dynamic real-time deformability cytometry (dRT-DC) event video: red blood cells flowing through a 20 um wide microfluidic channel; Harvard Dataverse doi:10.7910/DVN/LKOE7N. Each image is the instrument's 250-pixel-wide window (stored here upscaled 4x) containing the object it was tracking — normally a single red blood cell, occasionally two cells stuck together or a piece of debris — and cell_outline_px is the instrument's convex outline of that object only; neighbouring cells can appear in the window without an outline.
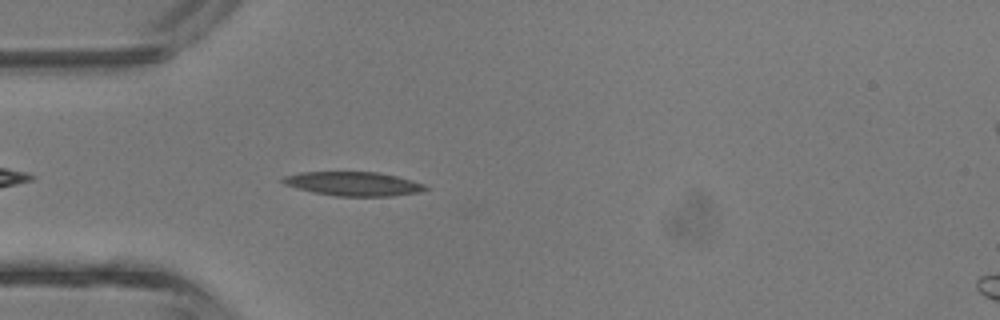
{"species": "common noctule bat (a hibernating species)", "species_latin": "Nyctalus noctula", "temperature_condition": "room temperature", "stored_images_in_passage": 9, "camera_frame_rate_fps": 3000, "um_per_image_px": 0.085, "animal": {"sex": "male", "body_mass_g": 13.3}, "frame": {"image": 1, "passage_image": 3, "time_ms": 0.667, "image_size_px": [1000, 320], "cell_outline_px": [[428, 188], [420, 192], [392, 196], [336, 196], [312, 192], [284, 184], [280, 180], [284, 176], [300, 172], [380, 172], [412, 180], [424, 184]], "centroid_in_image_um": [30.03, 15.62], "position_along_channel_um": 55.0, "area_um2": 19.94}}
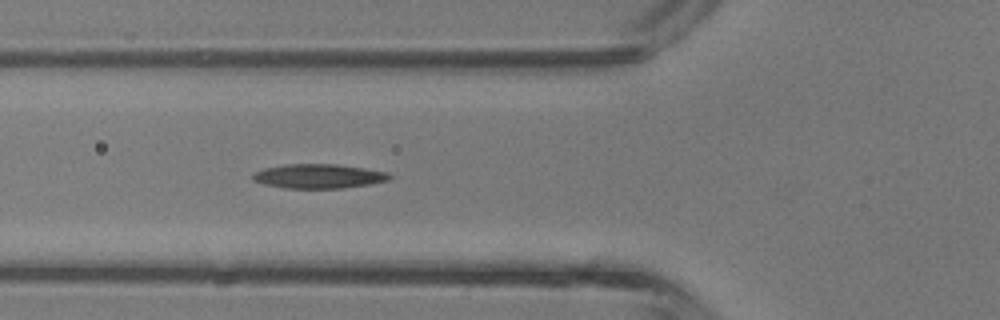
{"frame": {"image": 2, "passage_image": 6, "time_ms": 1.667, "image_size_px": [1000, 320], "cell_outline_px": [[392, 176], [388, 180], [372, 184], [344, 188], [284, 188], [264, 184], [252, 180], [252, 172], [264, 168], [284, 164], [336, 164], [364, 168], [388, 172]], "centroid_in_image_um": [27.06, 14.97], "position_along_channel_um": 98.7, "area_um2": 19.54}}
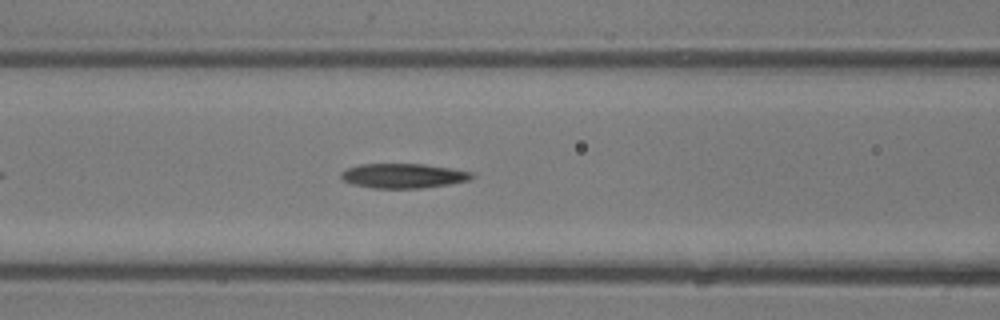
{"frame": {"image": 3, "passage_image": 8, "time_ms": 2.333, "image_size_px": [1000, 320], "cell_outline_px": [[476, 176], [468, 180], [448, 184], [420, 188], [372, 188], [352, 184], [344, 180], [340, 176], [340, 172], [348, 168], [360, 164], [424, 164], [452, 168], [472, 172]], "centroid_in_image_um": [34.28, 14.94], "position_along_channel_um": 132.3, "area_um2": 18.73}}